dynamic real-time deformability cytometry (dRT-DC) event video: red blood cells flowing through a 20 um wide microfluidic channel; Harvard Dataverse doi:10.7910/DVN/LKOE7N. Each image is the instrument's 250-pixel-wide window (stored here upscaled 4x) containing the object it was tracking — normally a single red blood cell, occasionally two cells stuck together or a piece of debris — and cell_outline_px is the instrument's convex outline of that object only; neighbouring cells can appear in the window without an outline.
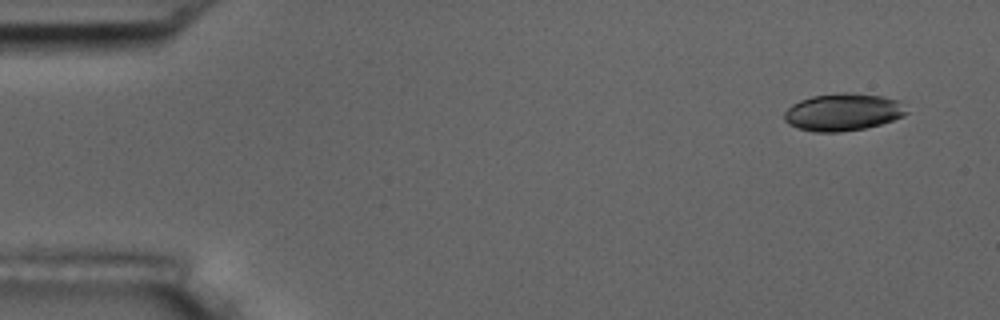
{"species": "common noctule bat (a hibernating species)", "species_latin": "Nyctalus noctula", "temperature_condition": "room temperature", "stored_images_in_passage": 5, "camera_frame_rate_fps": 3000, "um_per_image_px": 0.085, "animal": {"sex": "male", "body_mass_g": 17.5, "forearm_length_mm": 52.3}, "frame": {"image": 1, "passage_image": 1, "time_ms": 0.0, "image_size_px": [1000, 320], "cell_outline_px": [[908, 112], [904, 116], [880, 124], [864, 128], [840, 132], [812, 132], [796, 128], [788, 124], [784, 120], [784, 112], [792, 104], [800, 100], [812, 96], [844, 92], [848, 92], [880, 96], [900, 100]], "centroid_in_image_um": [71.63, 9.53], "position_along_channel_um": 13.4, "area_um2": 26.7}}
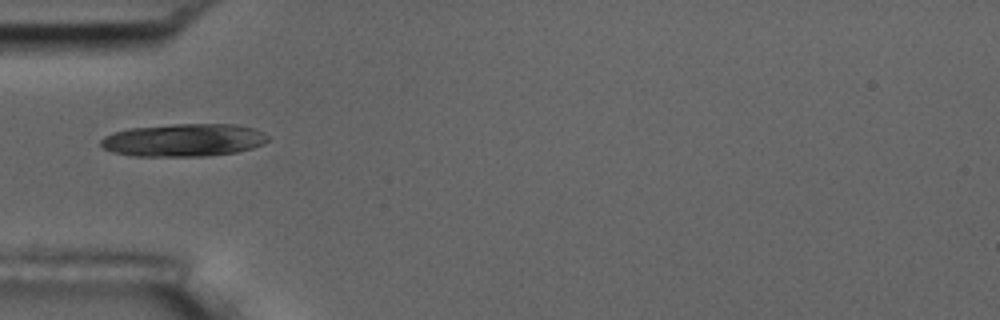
{"frame": {"image": 2, "passage_image": 5, "time_ms": 4.667, "image_size_px": [1000, 320], "cell_outline_px": [[268, 140], [264, 144], [252, 148], [236, 152], [208, 156], [132, 156], [112, 152], [104, 148], [100, 144], [100, 140], [104, 136], [112, 132], [128, 128], [172, 124], [236, 124], [256, 128], [264, 132], [268, 136]], "centroid_in_image_um": [15.62, 11.9], "position_along_channel_um": 69.4, "area_um2": 32.31}}